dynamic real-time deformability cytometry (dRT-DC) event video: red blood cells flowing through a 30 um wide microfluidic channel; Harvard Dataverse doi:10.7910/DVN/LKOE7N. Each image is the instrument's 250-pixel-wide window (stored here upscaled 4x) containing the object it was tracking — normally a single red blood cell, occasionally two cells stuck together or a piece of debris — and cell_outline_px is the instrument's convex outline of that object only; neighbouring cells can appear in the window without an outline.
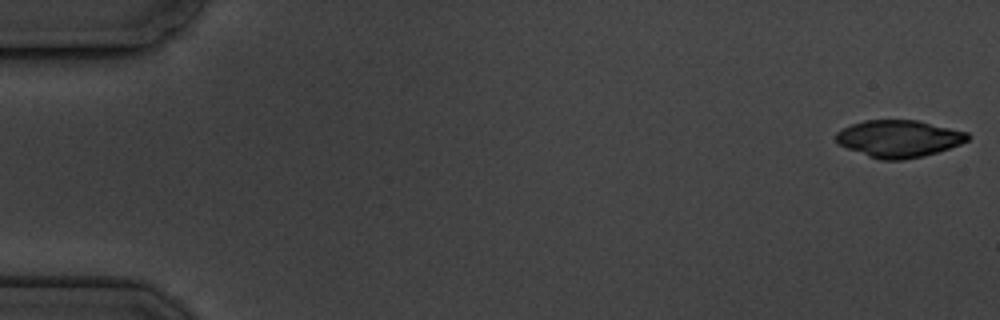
{"species": "common noctule bat (a hibernating species)", "species_latin": "Nyctalus noctula", "temperature_condition": "cold", "stored_images_in_passage": 4, "camera_frame_rate_fps": 3000, "um_per_image_px": 0.085, "animal": {"sex": "male", "body_mass_g": 19.5, "forearm_length_mm": 54.6}, "frame": {"image": 1, "passage_image": 1, "time_ms": 0.0, "image_size_px": [1000, 320], "cell_outline_px": [[972, 136], [968, 140], [960, 144], [924, 156], [904, 160], [880, 160], [868, 156], [848, 148], [840, 144], [836, 140], [836, 132], [852, 124], [864, 120], [916, 120], [968, 132]], "centroid_in_image_um": [76.42, 11.78], "position_along_channel_um": 8.6, "area_um2": 28.32}}